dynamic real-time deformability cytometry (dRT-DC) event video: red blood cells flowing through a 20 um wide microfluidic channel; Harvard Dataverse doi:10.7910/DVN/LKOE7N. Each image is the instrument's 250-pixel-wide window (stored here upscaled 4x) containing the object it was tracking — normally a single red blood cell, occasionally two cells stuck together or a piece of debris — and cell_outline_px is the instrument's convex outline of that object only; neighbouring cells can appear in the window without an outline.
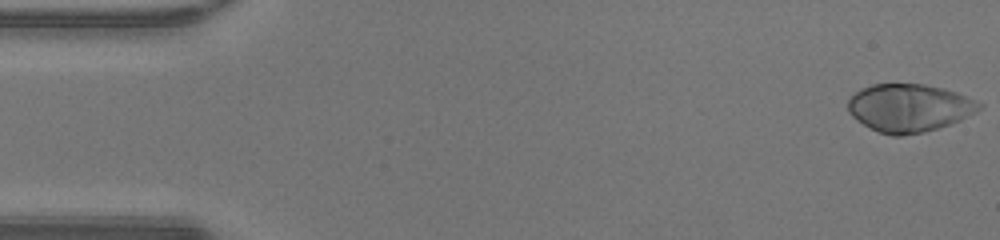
{"species": "human", "species_latin": "Homo sapiens", "temperature_condition": "warm", "stored_images_in_passage": 48, "camera_frame_rate_fps": 3000, "um_per_image_px": 0.085, "donor": {"sex": "male"}, "frame": {"image": 1, "passage_image": 1, "time_ms": 0.0, "image_size_px": [1000, 240], "cell_outline_px": [[984, 104], [976, 112], [960, 120], [924, 132], [900, 136], [892, 136], [880, 132], [864, 124], [852, 116], [848, 112], [848, 100], [860, 88], [872, 84], [924, 84], [944, 88], [956, 92], [976, 100]], "centroid_in_image_um": [77.28, 9.16], "position_along_channel_um": 7.7, "area_um2": 36.47}}
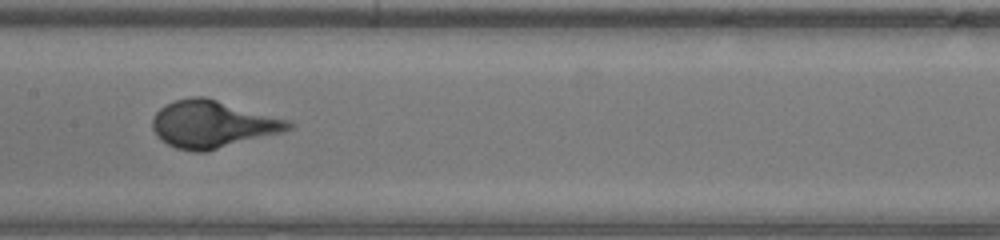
{"frame": {"image": 2, "passage_image": 24, "time_ms": 7.667, "image_size_px": [1000, 240], "cell_outline_px": [[296, 124], [292, 128], [284, 132], [204, 152], [192, 152], [176, 148], [160, 140], [156, 136], [152, 128], [152, 116], [164, 104], [176, 100], [192, 96], [204, 96], [292, 120]], "centroid_in_image_um": [18.09, 10.55], "position_along_channel_um": 189.3, "area_um2": 37.97}}
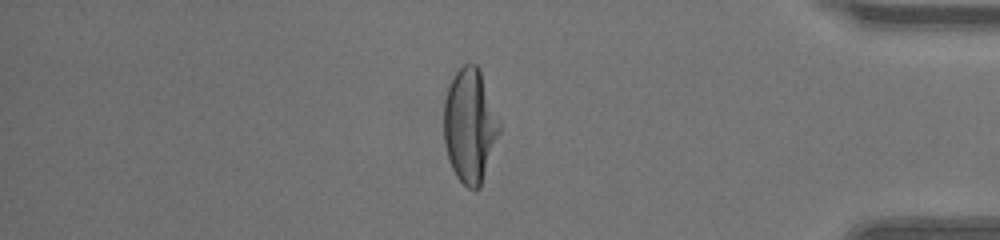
{"frame": {"image": 3, "passage_image": 41, "time_ms": 13.333, "image_size_px": [1000, 240], "cell_outline_px": [[500, 132], [480, 188], [476, 192], [468, 188], [456, 176], [448, 160], [444, 144], [444, 100], [448, 84], [452, 76], [464, 64], [476, 64], [480, 68], [500, 128]], "centroid_in_image_um": [39.91, 10.7], "position_along_channel_um": 395.3, "area_um2": 36.82}}